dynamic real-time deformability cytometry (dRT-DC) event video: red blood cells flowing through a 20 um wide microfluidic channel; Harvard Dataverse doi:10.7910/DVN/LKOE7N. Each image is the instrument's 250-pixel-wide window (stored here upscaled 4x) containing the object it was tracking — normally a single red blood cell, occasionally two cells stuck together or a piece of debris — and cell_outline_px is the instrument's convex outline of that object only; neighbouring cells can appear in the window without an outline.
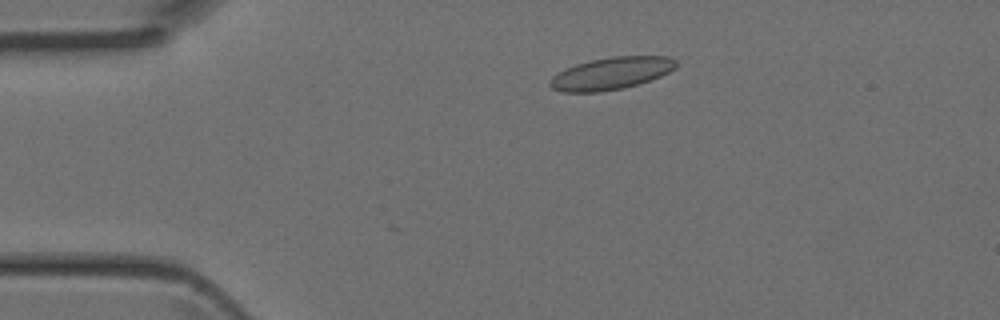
{"species": "Egyptian fruit bat (a non-hibernating species)", "species_latin": "Rousettus aegyptiacus", "temperature_condition": "room temperature", "stored_images_in_passage": 3, "camera_frame_rate_fps": 3000, "um_per_image_px": 0.085, "animal": {"sex": "female"}, "frame": {"image": 1, "passage_image": 2, "time_ms": 0.333, "image_size_px": [1000, 320], "cell_outline_px": [[676, 68], [660, 76], [640, 84], [624, 88], [600, 92], [564, 92], [552, 88], [548, 84], [548, 80], [552, 76], [576, 64], [588, 60], [612, 56], [668, 56], [676, 60]], "centroid_in_image_um": [51.95, 6.24], "position_along_channel_um": 33.0, "area_um2": 23.81}}